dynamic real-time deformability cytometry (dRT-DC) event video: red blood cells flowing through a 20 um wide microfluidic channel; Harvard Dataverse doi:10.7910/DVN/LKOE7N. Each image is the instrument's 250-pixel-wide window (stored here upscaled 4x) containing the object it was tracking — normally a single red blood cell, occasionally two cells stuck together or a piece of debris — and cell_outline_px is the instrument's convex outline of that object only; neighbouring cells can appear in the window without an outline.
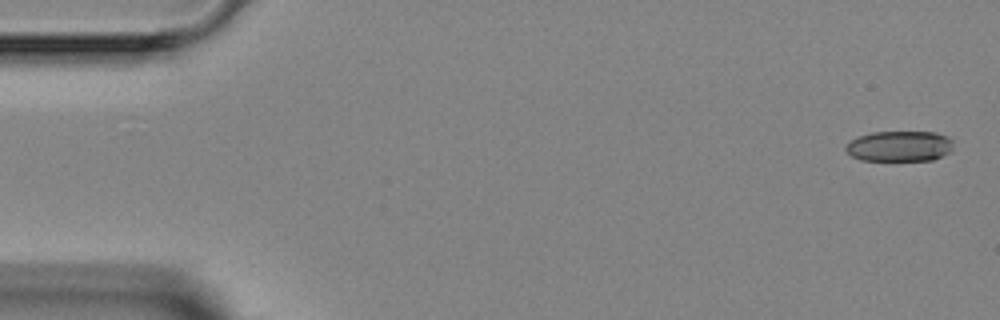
{"species": "Egyptian fruit bat (a non-hibernating species)", "species_latin": "Rousettus aegyptiacus", "temperature_condition": "room temperature", "stored_images_in_passage": 5, "camera_frame_rate_fps": 3000, "um_per_image_px": 0.085, "animal": {"sex": "female"}, "frame": {"image": 1, "passage_image": 1, "time_ms": 0.0, "image_size_px": [1000, 320], "cell_outline_px": [[952, 152], [932, 160], [860, 160], [852, 156], [844, 148], [856, 136], [872, 132], [936, 132], [948, 136], [952, 140]], "centroid_in_image_um": [76.49, 12.42], "position_along_channel_um": 8.5, "area_um2": 19.25}}
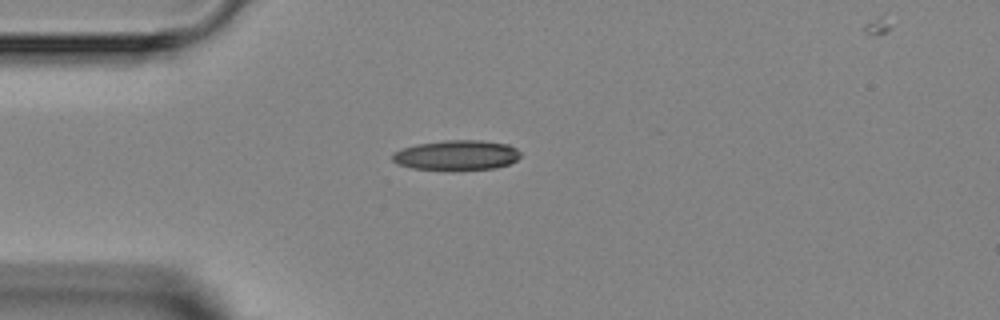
{"frame": {"image": 2, "passage_image": 4, "time_ms": 3.667, "image_size_px": [1000, 320], "cell_outline_px": [[520, 156], [516, 160], [508, 164], [496, 168], [452, 172], [412, 168], [396, 164], [392, 160], [392, 152], [416, 144], [444, 140], [480, 140], [508, 144], [516, 148], [520, 152]], "centroid_in_image_um": [38.79, 13.22], "position_along_channel_um": 46.2, "area_um2": 23.06}}